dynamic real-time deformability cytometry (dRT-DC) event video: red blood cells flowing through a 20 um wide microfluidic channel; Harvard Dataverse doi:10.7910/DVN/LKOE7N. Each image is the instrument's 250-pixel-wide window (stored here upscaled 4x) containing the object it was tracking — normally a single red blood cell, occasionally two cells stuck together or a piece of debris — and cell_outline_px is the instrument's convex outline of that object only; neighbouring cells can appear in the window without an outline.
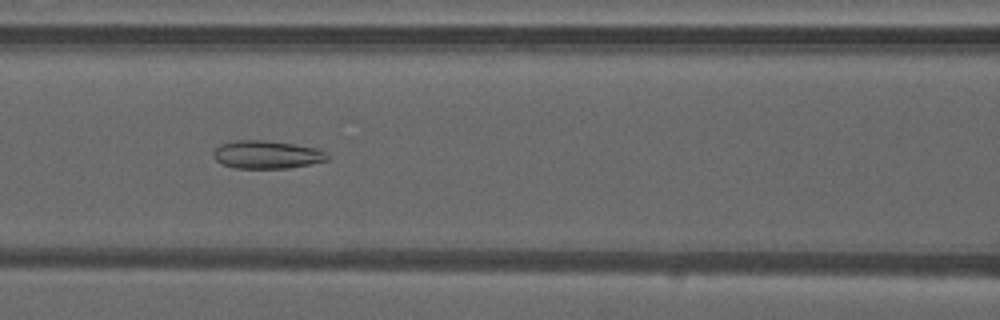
{"species": "common noctule bat (a hibernating species)", "species_latin": "Nyctalus noctula", "temperature_condition": "warm", "stored_images_in_passage": 49, "camera_frame_rate_fps": 3000, "um_per_image_px": 0.085, "animal": {"sex": "male", "forearm_length_mm": 52.5}, "frame": {"image": 1, "passage_image": 22, "time_ms": 7.0, "image_size_px": [1000, 320], "cell_outline_px": [[328, 160], [288, 168], [236, 168], [220, 164], [212, 156], [212, 152], [220, 144], [236, 140], [264, 140], [292, 144], [316, 148], [324, 152], [328, 156]], "centroid_in_image_um": [22.61, 13.14], "position_along_channel_um": 144.0, "area_um2": 18.5}}
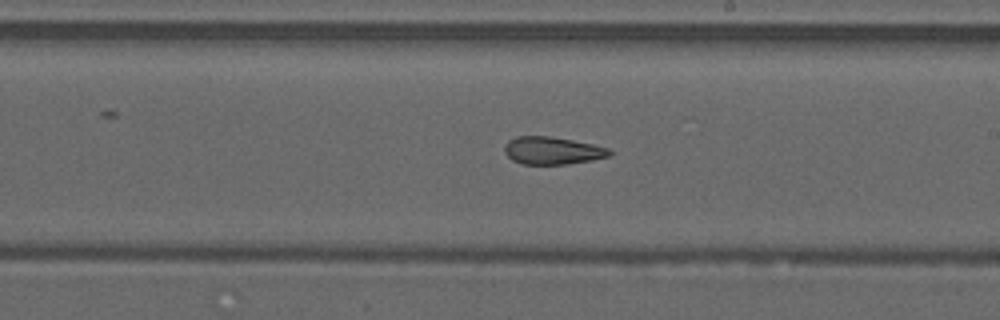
{"frame": {"image": 2, "passage_image": 29, "time_ms": 9.333, "image_size_px": [1000, 320], "cell_outline_px": [[612, 156], [592, 160], [568, 164], [524, 164], [512, 160], [504, 152], [504, 148], [508, 140], [516, 136], [548, 136], [572, 140], [592, 144], [608, 148], [612, 152]], "centroid_in_image_um": [46.96, 12.8], "position_along_channel_um": 242.0, "area_um2": 16.88}}
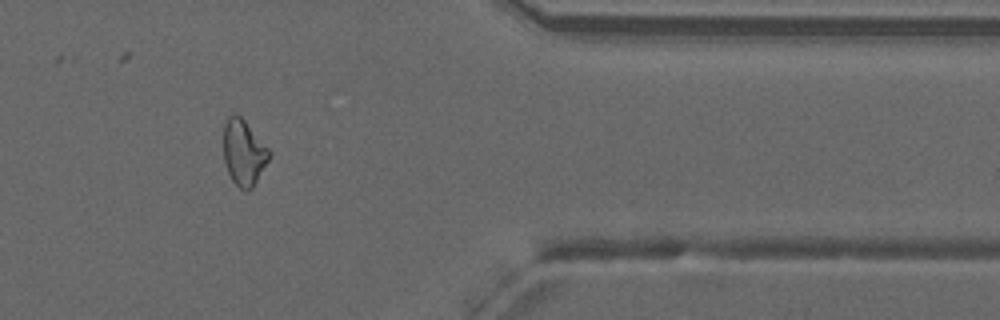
{"frame": {"image": 3, "passage_image": 41, "time_ms": 13.333, "image_size_px": [1000, 320], "cell_outline_px": [[272, 156], [252, 188], [248, 192], [244, 192], [232, 180], [228, 172], [224, 160], [224, 124], [228, 116], [240, 116], [244, 120], [272, 152]], "centroid_in_image_um": [20.74, 13.01], "position_along_channel_um": 390.7, "area_um2": 17.46}, "authors_computed_cell_mechanics": {"area_um2": 19.0162, "velocity_mm_per_s": 4.2134, "shape_relaxation_time_tau1_ms": null, "shape_relaxation_time_tau2_ms": 3.4528, "deformation_change_tau1": null, "deformation_change_tau2": 0.1101}}